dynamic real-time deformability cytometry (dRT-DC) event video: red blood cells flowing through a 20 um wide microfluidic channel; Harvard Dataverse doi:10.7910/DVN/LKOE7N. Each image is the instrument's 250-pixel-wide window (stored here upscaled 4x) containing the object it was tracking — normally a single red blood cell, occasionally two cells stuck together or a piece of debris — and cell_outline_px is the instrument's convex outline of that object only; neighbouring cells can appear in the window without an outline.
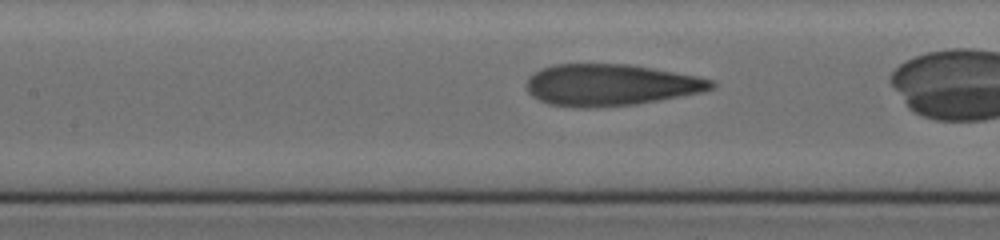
{"species": "human", "species_latin": "Homo sapiens", "temperature_condition": "cold", "stored_images_in_passage": 42, "camera_frame_rate_fps": 3000, "um_per_image_px": 0.085, "donor": {"sex": "female"}, "frame": {"image": 1, "passage_image": 23, "time_ms": 7.333, "image_size_px": [1000, 240], "cell_outline_px": [[716, 84], [712, 88], [700, 92], [636, 104], [596, 108], [576, 108], [548, 104], [532, 96], [528, 92], [528, 76], [544, 68], [556, 64], [628, 64], [652, 68], [696, 76], [712, 80]], "centroid_in_image_um": [51.86, 7.23], "position_along_channel_um": 155.5, "area_um2": 44.51}}
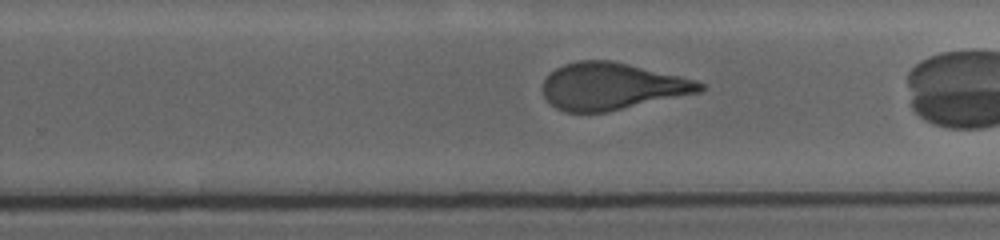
{"frame": {"image": 2, "passage_image": 33, "time_ms": 10.667, "image_size_px": [1000, 240], "cell_outline_px": [[704, 88], [700, 92], [604, 112], [564, 112], [556, 108], [544, 96], [544, 80], [556, 68], [564, 64], [580, 60], [612, 60], [696, 80], [704, 84]], "centroid_in_image_um": [52.0, 7.33], "position_along_channel_um": 277.8, "area_um2": 42.43}}